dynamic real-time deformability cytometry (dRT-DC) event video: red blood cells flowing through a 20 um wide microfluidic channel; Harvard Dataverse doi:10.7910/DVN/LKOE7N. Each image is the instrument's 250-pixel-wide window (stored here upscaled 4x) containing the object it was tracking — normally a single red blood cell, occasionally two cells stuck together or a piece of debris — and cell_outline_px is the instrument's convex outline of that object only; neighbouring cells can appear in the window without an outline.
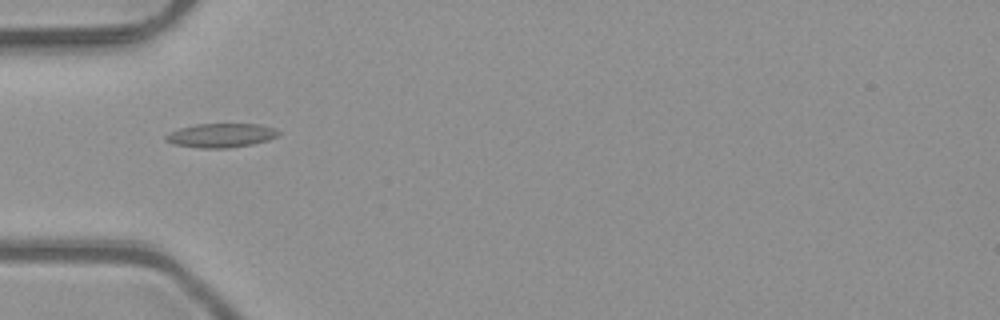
{"species": "common noctule bat (a hibernating species)", "species_latin": "Nyctalus noctula", "temperature_condition": "room temperature", "stored_images_in_passage": 5, "camera_frame_rate_fps": 3000, "um_per_image_px": 0.085, "animal": {"sex": "male", "body_mass_g": 23.1, "forearm_length_mm": 52.7}, "frame": {"image": 1, "passage_image": 5, "time_ms": 1.333, "image_size_px": [1000, 320], "cell_outline_px": [[280, 132], [276, 136], [268, 140], [252, 144], [228, 148], [200, 148], [172, 144], [164, 140], [164, 136], [180, 128], [196, 124], [260, 124], [276, 128]], "centroid_in_image_um": [18.78, 11.51], "position_along_channel_um": 66.2, "area_um2": 15.78}}